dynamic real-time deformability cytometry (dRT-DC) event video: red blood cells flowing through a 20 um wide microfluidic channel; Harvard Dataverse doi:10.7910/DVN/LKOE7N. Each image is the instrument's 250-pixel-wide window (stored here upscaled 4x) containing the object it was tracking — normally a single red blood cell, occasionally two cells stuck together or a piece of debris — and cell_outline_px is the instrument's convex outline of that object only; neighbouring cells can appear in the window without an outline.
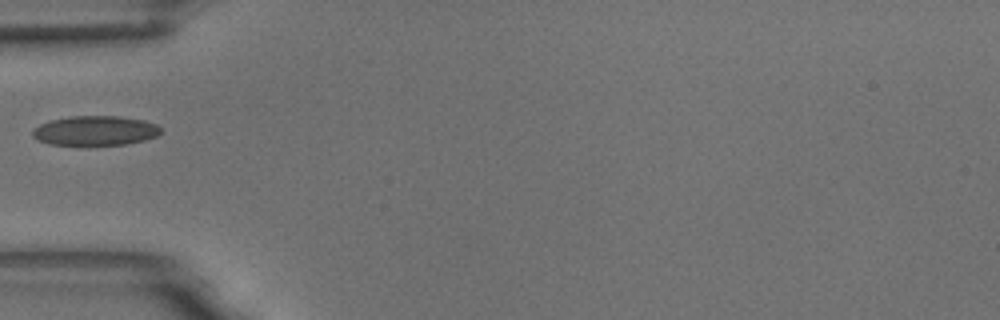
{"species": "common noctule bat (a hibernating species)", "species_latin": "Nyctalus noctula", "temperature_condition": "room temperature", "stored_images_in_passage": 8, "camera_frame_rate_fps": 3000, "um_per_image_px": 0.085, "animal": {"sex": "male", "body_mass_g": 18.8}, "frame": {"image": 1, "passage_image": 1, "time_ms": 0.0, "image_size_px": [1000, 320], "cell_outline_px": [[160, 132], [156, 136], [144, 140], [124, 144], [52, 144], [36, 140], [32, 136], [32, 132], [40, 124], [52, 120], [68, 116], [120, 116], [144, 120], [156, 124], [160, 128]], "centroid_in_image_um": [8.09, 11.09], "position_along_channel_um": 76.9, "area_um2": 21.79}}